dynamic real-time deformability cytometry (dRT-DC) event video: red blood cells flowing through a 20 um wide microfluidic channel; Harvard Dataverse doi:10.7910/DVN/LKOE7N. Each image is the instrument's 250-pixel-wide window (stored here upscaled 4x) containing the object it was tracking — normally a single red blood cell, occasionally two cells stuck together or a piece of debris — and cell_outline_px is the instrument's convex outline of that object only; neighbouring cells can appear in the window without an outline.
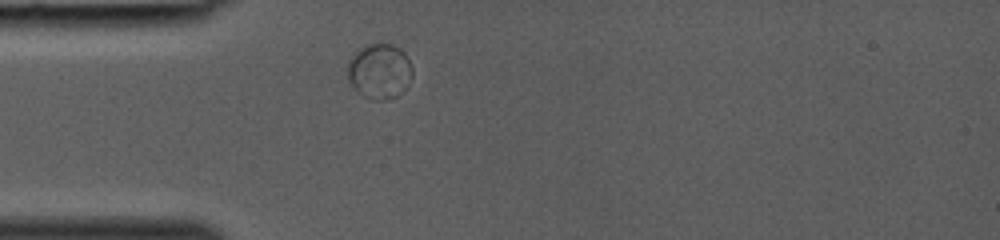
{"species": "common noctule bat (a hibernating species)", "species_latin": "Nyctalus noctula", "temperature_condition": "room temperature", "stored_images_in_passage": 29, "camera_frame_rate_fps": 3000, "um_per_image_px": 0.085, "animal": {"sex": "female", "body_mass_g": 19.0, "forearm_length_mm": 53.3}, "frame": {"image": 1, "passage_image": 1, "time_ms": 0.0, "image_size_px": [1000, 240], "cell_outline_px": [[412, 76], [404, 92], [388, 100], [372, 100], [360, 96], [348, 80], [348, 64], [352, 56], [360, 48], [368, 44], [392, 44], [400, 48], [404, 52], [412, 64]], "centroid_in_image_um": [32.28, 6.08], "position_along_channel_um": 52.7, "area_um2": 21.15}}
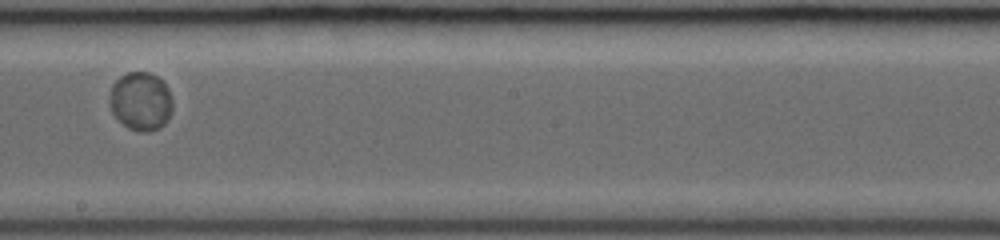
{"frame": {"image": 2, "passage_image": 13, "time_ms": 4.0, "image_size_px": [1000, 240], "cell_outline_px": [[172, 112], [168, 120], [160, 128], [148, 132], [140, 132], [128, 128], [112, 112], [108, 100], [112, 84], [120, 76], [128, 72], [148, 72], [156, 76], [168, 88], [172, 100]], "centroid_in_image_um": [11.96, 8.62], "position_along_channel_um": 236.2, "area_um2": 21.56}}
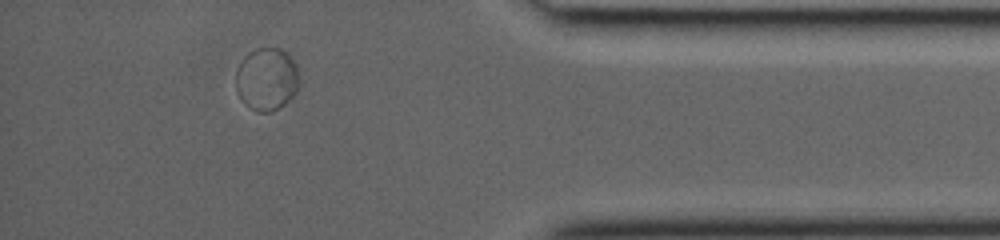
{"frame": {"image": 3, "passage_image": 25, "time_ms": 8.0, "image_size_px": [1000, 240], "cell_outline_px": [[296, 92], [280, 108], [272, 112], [256, 112], [244, 104], [236, 92], [236, 72], [244, 56], [248, 52], [256, 48], [280, 48], [296, 64]], "centroid_in_image_um": [22.61, 6.75], "position_along_channel_um": 412.6, "area_um2": 22.95}}